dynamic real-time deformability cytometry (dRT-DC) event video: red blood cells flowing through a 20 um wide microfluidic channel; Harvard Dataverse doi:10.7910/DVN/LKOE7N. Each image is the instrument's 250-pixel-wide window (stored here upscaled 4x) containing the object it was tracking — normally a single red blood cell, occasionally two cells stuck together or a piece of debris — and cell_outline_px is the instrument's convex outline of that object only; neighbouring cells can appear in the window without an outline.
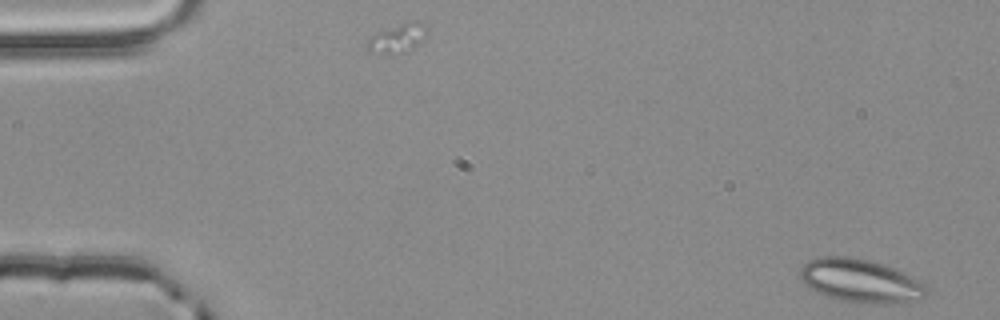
{"species": "common noctule bat (a hibernating species)", "species_latin": "Nyctalus noctula", "temperature_condition": "room temperature", "stored_images_in_passage": 53, "camera_frame_rate_fps": 3000, "um_per_image_px": 0.085, "animal": {"sex": "male", "body_mass_g": 20.4}, "frame": {"image": 1, "passage_image": 1, "time_ms": 0.0, "image_size_px": [1000, 320], "cell_outline_px": [[928, 292], [920, 300], [876, 304], [868, 304], [836, 300], [824, 296], [808, 288], [804, 284], [800, 276], [800, 268], [808, 260], [820, 256], [848, 256], [868, 260], [884, 264], [904, 272], [928, 284]], "centroid_in_image_um": [73.14, 23.87], "position_along_channel_um": 11.9, "area_um2": 32.54}}
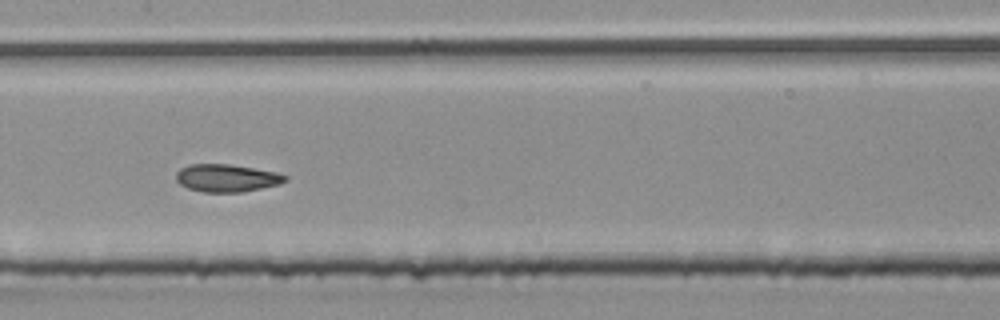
{"frame": {"image": 2, "passage_image": 26, "time_ms": 8.333, "image_size_px": [1000, 320], "cell_outline_px": [[288, 180], [280, 184], [244, 192], [204, 192], [188, 188], [180, 184], [176, 180], [176, 172], [180, 168], [188, 164], [228, 164], [276, 172], [288, 176]], "centroid_in_image_um": [19.27, 15.13], "position_along_channel_um": 188.1, "area_um2": 17.63}}
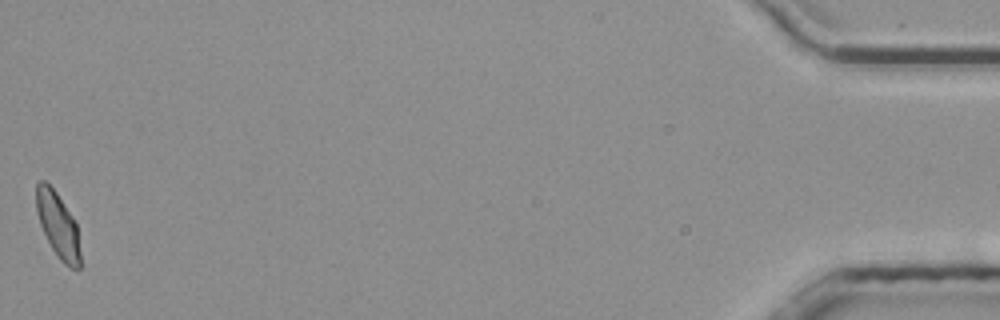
{"frame": {"image": 3, "passage_image": 53, "time_ms": 17.333, "image_size_px": [1000, 320], "cell_outline_px": [[80, 268], [68, 268], [60, 260], [52, 248], [40, 224], [36, 212], [36, 180], [44, 180], [56, 192], [72, 216], [76, 224], [80, 252]], "centroid_in_image_um": [4.91, 19.13], "position_along_channel_um": 430.3, "area_um2": 16.59}, "authors_computed_cell_mechanics": {"area_um2": 17.629, "velocity_mm_per_s": 3.842, "shape_relaxation_time_tau1_ms": 8.4206, "shape_relaxation_time_tau2_ms": 1.2801, "deformation_change_tau1": 0.1546, "deformation_change_tau2": 0.0622}}